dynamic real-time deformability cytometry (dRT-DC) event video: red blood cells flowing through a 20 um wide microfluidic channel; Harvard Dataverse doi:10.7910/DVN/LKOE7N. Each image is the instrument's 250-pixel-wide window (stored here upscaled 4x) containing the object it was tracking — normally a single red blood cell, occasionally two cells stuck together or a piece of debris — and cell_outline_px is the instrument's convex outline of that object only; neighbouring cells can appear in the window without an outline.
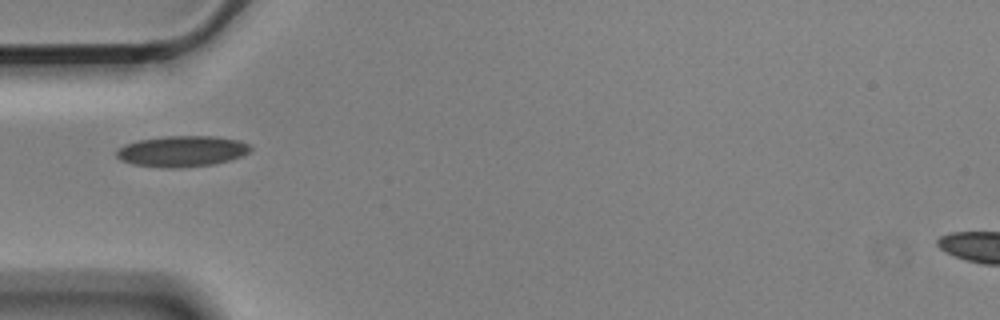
{"species": "Egyptian fruit bat (a non-hibernating species)", "species_latin": "Rousettus aegyptiacus", "temperature_condition": "cold", "stored_images_in_passage": 5, "camera_frame_rate_fps": 3000, "um_per_image_px": 0.085, "animal": {"sex": "male"}, "frame": {"image": 1, "passage_image": 1, "time_ms": 0.0, "image_size_px": [1000, 320], "cell_outline_px": [[252, 148], [248, 152], [240, 156], [228, 160], [212, 164], [180, 168], [160, 168], [132, 164], [120, 160], [116, 156], [116, 148], [124, 144], [140, 140], [164, 136], [216, 136], [240, 140], [248, 144]], "centroid_in_image_um": [15.42, 12.85], "position_along_channel_um": 69.6, "area_um2": 24.28}}
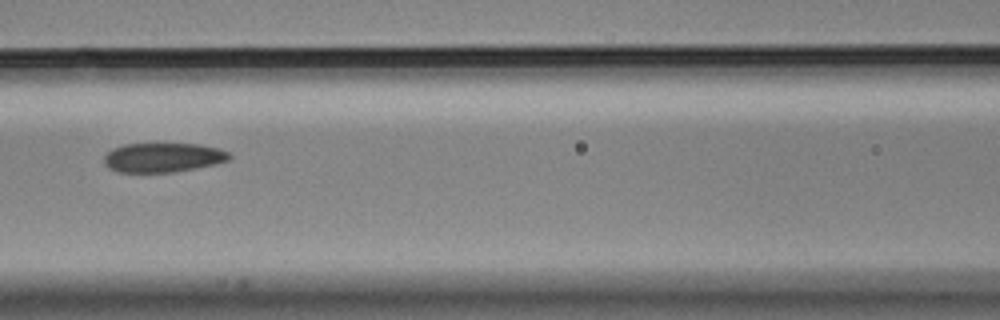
{"frame": {"image": 2, "passage_image": 3, "time_ms": 0.667, "image_size_px": [1000, 320], "cell_outline_px": [[232, 156], [228, 160], [216, 164], [196, 168], [172, 172], [116, 172], [108, 168], [104, 164], [104, 156], [112, 148], [124, 144], [200, 144], [220, 148], [228, 152]], "centroid_in_image_um": [13.85, 13.39], "position_along_channel_um": 152.8, "area_um2": 21.56}}
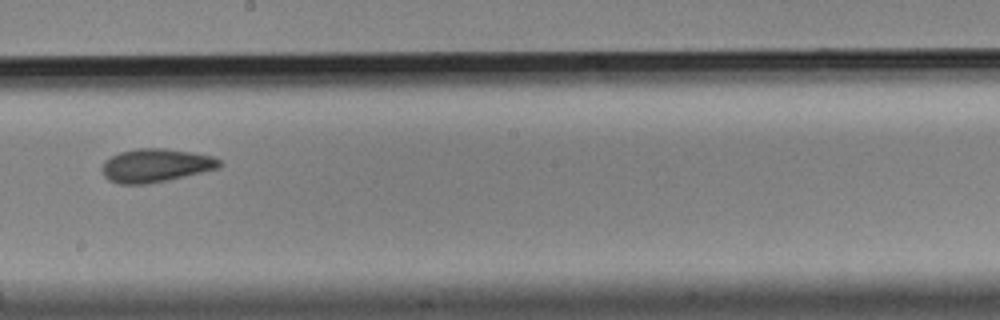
{"frame": {"image": 3, "passage_image": 5, "time_ms": 1.333, "image_size_px": [1000, 320], "cell_outline_px": [[224, 164], [220, 168], [168, 180], [144, 184], [116, 184], [108, 180], [104, 176], [100, 168], [104, 160], [120, 152], [136, 148], [164, 148], [212, 156], [220, 160]], "centroid_in_image_um": [13.21, 14.07], "position_along_channel_um": 235.0, "area_um2": 23.0}}